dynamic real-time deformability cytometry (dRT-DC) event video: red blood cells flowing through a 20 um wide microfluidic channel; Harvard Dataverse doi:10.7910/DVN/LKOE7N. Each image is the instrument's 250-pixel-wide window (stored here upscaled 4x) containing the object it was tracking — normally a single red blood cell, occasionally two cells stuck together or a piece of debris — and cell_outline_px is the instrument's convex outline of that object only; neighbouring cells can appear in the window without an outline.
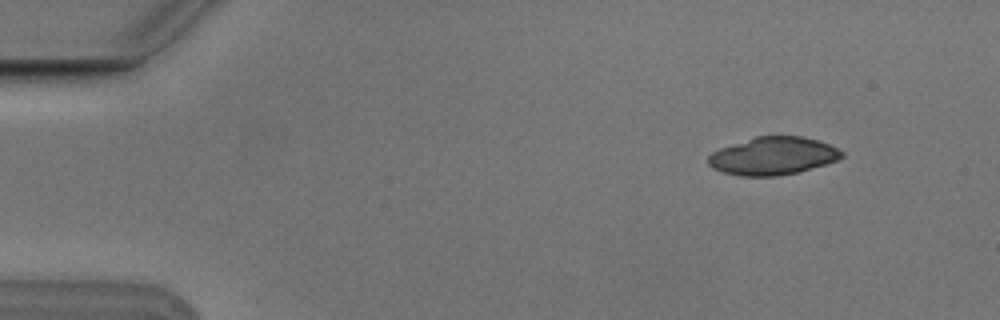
{"species": "Egyptian fruit bat (a non-hibernating species)", "species_latin": "Rousettus aegyptiacus", "temperature_condition": "cold", "stored_images_in_passage": 6, "camera_frame_rate_fps": 3000, "um_per_image_px": 0.085, "animal": {"sex": "male"}, "frame": {"image": 1, "passage_image": 1, "time_ms": 0.0, "image_size_px": [1000, 320], "cell_outline_px": [[844, 156], [836, 160], [800, 172], [776, 176], [740, 176], [724, 172], [712, 168], [708, 164], [708, 156], [712, 152], [720, 148], [756, 136], [800, 136], [816, 140], [828, 144], [844, 152]], "centroid_in_image_um": [65.68, 13.26], "position_along_channel_um": 19.3, "area_um2": 29.25}}